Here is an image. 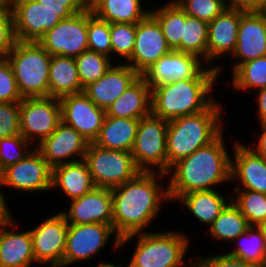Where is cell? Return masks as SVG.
I'll return each mask as SVG.
<instances>
[{"mask_svg":"<svg viewBox=\"0 0 266 267\" xmlns=\"http://www.w3.org/2000/svg\"><path fill=\"white\" fill-rule=\"evenodd\" d=\"M166 175L140 171L133 179L111 188L115 248L121 247V238L146 232L143 229L158 215L161 201L170 200L168 186L164 191L157 181Z\"/></svg>","mask_w":266,"mask_h":267,"instance_id":"6da1fadb","label":"cell"},{"mask_svg":"<svg viewBox=\"0 0 266 267\" xmlns=\"http://www.w3.org/2000/svg\"><path fill=\"white\" fill-rule=\"evenodd\" d=\"M223 132L211 143L178 160L170 167L168 183L170 201L194 191L215 190V186L231 180V156ZM213 187V188H212Z\"/></svg>","mask_w":266,"mask_h":267,"instance_id":"7a4b0ae2","label":"cell"},{"mask_svg":"<svg viewBox=\"0 0 266 267\" xmlns=\"http://www.w3.org/2000/svg\"><path fill=\"white\" fill-rule=\"evenodd\" d=\"M208 65L209 69H203L195 78L177 80L153 88L151 113L169 121L206 110L214 102L209 92L213 90V84L221 73V67Z\"/></svg>","mask_w":266,"mask_h":267,"instance_id":"3957f363","label":"cell"},{"mask_svg":"<svg viewBox=\"0 0 266 267\" xmlns=\"http://www.w3.org/2000/svg\"><path fill=\"white\" fill-rule=\"evenodd\" d=\"M222 105L213 102L206 110L168 121L167 175L178 160L214 141L223 131L220 122Z\"/></svg>","mask_w":266,"mask_h":267,"instance_id":"277c9868","label":"cell"},{"mask_svg":"<svg viewBox=\"0 0 266 267\" xmlns=\"http://www.w3.org/2000/svg\"><path fill=\"white\" fill-rule=\"evenodd\" d=\"M22 98L49 97L51 55L34 41H19L8 53Z\"/></svg>","mask_w":266,"mask_h":267,"instance_id":"5b68a950","label":"cell"},{"mask_svg":"<svg viewBox=\"0 0 266 267\" xmlns=\"http://www.w3.org/2000/svg\"><path fill=\"white\" fill-rule=\"evenodd\" d=\"M134 236L138 243L129 262L131 267H182L189 240L180 232H143L120 239L121 246Z\"/></svg>","mask_w":266,"mask_h":267,"instance_id":"8992f818","label":"cell"},{"mask_svg":"<svg viewBox=\"0 0 266 267\" xmlns=\"http://www.w3.org/2000/svg\"><path fill=\"white\" fill-rule=\"evenodd\" d=\"M167 127L168 120L152 113L139 120L131 155L140 171L154 172L156 167L167 174Z\"/></svg>","mask_w":266,"mask_h":267,"instance_id":"52a82bcc","label":"cell"},{"mask_svg":"<svg viewBox=\"0 0 266 267\" xmlns=\"http://www.w3.org/2000/svg\"><path fill=\"white\" fill-rule=\"evenodd\" d=\"M96 187L113 188L133 179L140 170L131 152L109 150L89 143L84 159Z\"/></svg>","mask_w":266,"mask_h":267,"instance_id":"ba28073f","label":"cell"},{"mask_svg":"<svg viewBox=\"0 0 266 267\" xmlns=\"http://www.w3.org/2000/svg\"><path fill=\"white\" fill-rule=\"evenodd\" d=\"M62 121L56 97L23 98L20 102V133L28 142L49 137Z\"/></svg>","mask_w":266,"mask_h":267,"instance_id":"9c48e42d","label":"cell"},{"mask_svg":"<svg viewBox=\"0 0 266 267\" xmlns=\"http://www.w3.org/2000/svg\"><path fill=\"white\" fill-rule=\"evenodd\" d=\"M11 12L17 40L34 42L62 19L73 15L70 11L49 10L36 0H12Z\"/></svg>","mask_w":266,"mask_h":267,"instance_id":"30bf717a","label":"cell"},{"mask_svg":"<svg viewBox=\"0 0 266 267\" xmlns=\"http://www.w3.org/2000/svg\"><path fill=\"white\" fill-rule=\"evenodd\" d=\"M38 43L51 55L76 58L88 50L87 9L62 19Z\"/></svg>","mask_w":266,"mask_h":267,"instance_id":"8fae6325","label":"cell"},{"mask_svg":"<svg viewBox=\"0 0 266 267\" xmlns=\"http://www.w3.org/2000/svg\"><path fill=\"white\" fill-rule=\"evenodd\" d=\"M29 150L23 160L0 173V188L7 186L26 192L51 189L52 168L37 149Z\"/></svg>","mask_w":266,"mask_h":267,"instance_id":"7c38bea8","label":"cell"},{"mask_svg":"<svg viewBox=\"0 0 266 267\" xmlns=\"http://www.w3.org/2000/svg\"><path fill=\"white\" fill-rule=\"evenodd\" d=\"M112 234L116 235L113 225L68 224L62 267L76 261L88 260L100 252Z\"/></svg>","mask_w":266,"mask_h":267,"instance_id":"4fadbf2b","label":"cell"},{"mask_svg":"<svg viewBox=\"0 0 266 267\" xmlns=\"http://www.w3.org/2000/svg\"><path fill=\"white\" fill-rule=\"evenodd\" d=\"M62 121L76 129L89 143L98 138L106 116L105 109L98 107L83 92L59 98Z\"/></svg>","mask_w":266,"mask_h":267,"instance_id":"5bb4252c","label":"cell"},{"mask_svg":"<svg viewBox=\"0 0 266 267\" xmlns=\"http://www.w3.org/2000/svg\"><path fill=\"white\" fill-rule=\"evenodd\" d=\"M67 232L68 223L61 212L30 230L36 262L62 267Z\"/></svg>","mask_w":266,"mask_h":267,"instance_id":"9a60e30c","label":"cell"},{"mask_svg":"<svg viewBox=\"0 0 266 267\" xmlns=\"http://www.w3.org/2000/svg\"><path fill=\"white\" fill-rule=\"evenodd\" d=\"M200 59L195 54L174 49L150 65L140 76L151 90L160 85L172 84L177 80L195 78L204 69Z\"/></svg>","mask_w":266,"mask_h":267,"instance_id":"2e32d148","label":"cell"},{"mask_svg":"<svg viewBox=\"0 0 266 267\" xmlns=\"http://www.w3.org/2000/svg\"><path fill=\"white\" fill-rule=\"evenodd\" d=\"M171 50L158 21L149 14L136 23L135 45L127 64L140 75Z\"/></svg>","mask_w":266,"mask_h":267,"instance_id":"e0dca14e","label":"cell"},{"mask_svg":"<svg viewBox=\"0 0 266 267\" xmlns=\"http://www.w3.org/2000/svg\"><path fill=\"white\" fill-rule=\"evenodd\" d=\"M88 144L89 142L76 129L61 121L49 137L38 143L36 149L53 168L83 160ZM75 155L80 159H72ZM66 158L72 160H66Z\"/></svg>","mask_w":266,"mask_h":267,"instance_id":"ac0fdd59","label":"cell"},{"mask_svg":"<svg viewBox=\"0 0 266 267\" xmlns=\"http://www.w3.org/2000/svg\"><path fill=\"white\" fill-rule=\"evenodd\" d=\"M234 58L233 72L249 60L266 56V11H246L241 16Z\"/></svg>","mask_w":266,"mask_h":267,"instance_id":"d6986e66","label":"cell"},{"mask_svg":"<svg viewBox=\"0 0 266 267\" xmlns=\"http://www.w3.org/2000/svg\"><path fill=\"white\" fill-rule=\"evenodd\" d=\"M69 212H61L68 224L101 223L112 225V193L110 188L95 187L91 192L71 200Z\"/></svg>","mask_w":266,"mask_h":267,"instance_id":"ffe728a7","label":"cell"},{"mask_svg":"<svg viewBox=\"0 0 266 267\" xmlns=\"http://www.w3.org/2000/svg\"><path fill=\"white\" fill-rule=\"evenodd\" d=\"M245 10L228 6L208 23L207 63L227 53L233 54L241 16Z\"/></svg>","mask_w":266,"mask_h":267,"instance_id":"44dd1931","label":"cell"},{"mask_svg":"<svg viewBox=\"0 0 266 267\" xmlns=\"http://www.w3.org/2000/svg\"><path fill=\"white\" fill-rule=\"evenodd\" d=\"M140 75L128 64L112 65L97 81L83 89V93L98 107L106 110Z\"/></svg>","mask_w":266,"mask_h":267,"instance_id":"7402d4cb","label":"cell"},{"mask_svg":"<svg viewBox=\"0 0 266 267\" xmlns=\"http://www.w3.org/2000/svg\"><path fill=\"white\" fill-rule=\"evenodd\" d=\"M233 150L231 181L239 179L244 189L266 194V159L237 141Z\"/></svg>","mask_w":266,"mask_h":267,"instance_id":"603a6c76","label":"cell"},{"mask_svg":"<svg viewBox=\"0 0 266 267\" xmlns=\"http://www.w3.org/2000/svg\"><path fill=\"white\" fill-rule=\"evenodd\" d=\"M16 226L13 218L0 228V267H29L36 262L30 230L17 233L6 230Z\"/></svg>","mask_w":266,"mask_h":267,"instance_id":"cb8c5ba5","label":"cell"},{"mask_svg":"<svg viewBox=\"0 0 266 267\" xmlns=\"http://www.w3.org/2000/svg\"><path fill=\"white\" fill-rule=\"evenodd\" d=\"M106 116L141 119L151 114V89L139 76L105 110Z\"/></svg>","mask_w":266,"mask_h":267,"instance_id":"d4e9b609","label":"cell"},{"mask_svg":"<svg viewBox=\"0 0 266 267\" xmlns=\"http://www.w3.org/2000/svg\"><path fill=\"white\" fill-rule=\"evenodd\" d=\"M57 187L73 200L91 192L96 186L86 162L79 160L52 168L51 188Z\"/></svg>","mask_w":266,"mask_h":267,"instance_id":"484cf974","label":"cell"},{"mask_svg":"<svg viewBox=\"0 0 266 267\" xmlns=\"http://www.w3.org/2000/svg\"><path fill=\"white\" fill-rule=\"evenodd\" d=\"M139 119L105 116L94 144L109 150L131 152L135 143Z\"/></svg>","mask_w":266,"mask_h":267,"instance_id":"4316f807","label":"cell"},{"mask_svg":"<svg viewBox=\"0 0 266 267\" xmlns=\"http://www.w3.org/2000/svg\"><path fill=\"white\" fill-rule=\"evenodd\" d=\"M75 58L51 56L49 65V97L61 98L83 92Z\"/></svg>","mask_w":266,"mask_h":267,"instance_id":"83f0119b","label":"cell"},{"mask_svg":"<svg viewBox=\"0 0 266 267\" xmlns=\"http://www.w3.org/2000/svg\"><path fill=\"white\" fill-rule=\"evenodd\" d=\"M219 191H194L181 195L177 200L200 222L210 226L228 204Z\"/></svg>","mask_w":266,"mask_h":267,"instance_id":"f1b7e54d","label":"cell"},{"mask_svg":"<svg viewBox=\"0 0 266 267\" xmlns=\"http://www.w3.org/2000/svg\"><path fill=\"white\" fill-rule=\"evenodd\" d=\"M92 12L109 23H138L150 14L142 9L140 0H101Z\"/></svg>","mask_w":266,"mask_h":267,"instance_id":"f546056e","label":"cell"},{"mask_svg":"<svg viewBox=\"0 0 266 267\" xmlns=\"http://www.w3.org/2000/svg\"><path fill=\"white\" fill-rule=\"evenodd\" d=\"M150 14L158 21L165 40L172 50L181 51V39L183 36V23H185V12L173 0L166 5L151 10Z\"/></svg>","mask_w":266,"mask_h":267,"instance_id":"4dcf8cb0","label":"cell"},{"mask_svg":"<svg viewBox=\"0 0 266 267\" xmlns=\"http://www.w3.org/2000/svg\"><path fill=\"white\" fill-rule=\"evenodd\" d=\"M250 225L239 208L232 202L228 203L219 216L209 227V234L218 240L235 241Z\"/></svg>","mask_w":266,"mask_h":267,"instance_id":"1f68e13d","label":"cell"},{"mask_svg":"<svg viewBox=\"0 0 266 267\" xmlns=\"http://www.w3.org/2000/svg\"><path fill=\"white\" fill-rule=\"evenodd\" d=\"M235 240L240 241L239 247H236L230 253L227 252V255L257 267H266V245L264 237L257 226H250Z\"/></svg>","mask_w":266,"mask_h":267,"instance_id":"d6a6232c","label":"cell"},{"mask_svg":"<svg viewBox=\"0 0 266 267\" xmlns=\"http://www.w3.org/2000/svg\"><path fill=\"white\" fill-rule=\"evenodd\" d=\"M208 22L185 13L181 51L195 54L207 61Z\"/></svg>","mask_w":266,"mask_h":267,"instance_id":"836d02e7","label":"cell"},{"mask_svg":"<svg viewBox=\"0 0 266 267\" xmlns=\"http://www.w3.org/2000/svg\"><path fill=\"white\" fill-rule=\"evenodd\" d=\"M234 190L237 198L236 201L233 198L231 200L250 226H257L266 221V194L241 189L240 186H236Z\"/></svg>","mask_w":266,"mask_h":267,"instance_id":"e575fe53","label":"cell"},{"mask_svg":"<svg viewBox=\"0 0 266 267\" xmlns=\"http://www.w3.org/2000/svg\"><path fill=\"white\" fill-rule=\"evenodd\" d=\"M111 57L91 50L83 51L75 58L82 87L101 78L113 65Z\"/></svg>","mask_w":266,"mask_h":267,"instance_id":"d590c367","label":"cell"},{"mask_svg":"<svg viewBox=\"0 0 266 267\" xmlns=\"http://www.w3.org/2000/svg\"><path fill=\"white\" fill-rule=\"evenodd\" d=\"M232 85L239 91L266 87V56L242 63L232 74Z\"/></svg>","mask_w":266,"mask_h":267,"instance_id":"8d00e7d4","label":"cell"},{"mask_svg":"<svg viewBox=\"0 0 266 267\" xmlns=\"http://www.w3.org/2000/svg\"><path fill=\"white\" fill-rule=\"evenodd\" d=\"M88 50L110 57L112 46L110 41V23L96 17L87 9Z\"/></svg>","mask_w":266,"mask_h":267,"instance_id":"74e56055","label":"cell"},{"mask_svg":"<svg viewBox=\"0 0 266 267\" xmlns=\"http://www.w3.org/2000/svg\"><path fill=\"white\" fill-rule=\"evenodd\" d=\"M136 23H110V41L112 53L131 58L135 45Z\"/></svg>","mask_w":266,"mask_h":267,"instance_id":"f35d334b","label":"cell"},{"mask_svg":"<svg viewBox=\"0 0 266 267\" xmlns=\"http://www.w3.org/2000/svg\"><path fill=\"white\" fill-rule=\"evenodd\" d=\"M175 2L187 15L208 23L229 6L225 0H176Z\"/></svg>","mask_w":266,"mask_h":267,"instance_id":"ab89813d","label":"cell"},{"mask_svg":"<svg viewBox=\"0 0 266 267\" xmlns=\"http://www.w3.org/2000/svg\"><path fill=\"white\" fill-rule=\"evenodd\" d=\"M29 145H31V142H28L21 133L0 139V173L5 168L23 160L30 152L28 150Z\"/></svg>","mask_w":266,"mask_h":267,"instance_id":"60d3db41","label":"cell"},{"mask_svg":"<svg viewBox=\"0 0 266 267\" xmlns=\"http://www.w3.org/2000/svg\"><path fill=\"white\" fill-rule=\"evenodd\" d=\"M16 79L7 56H0V102H21Z\"/></svg>","mask_w":266,"mask_h":267,"instance_id":"b9f144b4","label":"cell"},{"mask_svg":"<svg viewBox=\"0 0 266 267\" xmlns=\"http://www.w3.org/2000/svg\"><path fill=\"white\" fill-rule=\"evenodd\" d=\"M20 134V102H0V139Z\"/></svg>","mask_w":266,"mask_h":267,"instance_id":"7bdbcfd3","label":"cell"},{"mask_svg":"<svg viewBox=\"0 0 266 267\" xmlns=\"http://www.w3.org/2000/svg\"><path fill=\"white\" fill-rule=\"evenodd\" d=\"M16 42L12 12L0 11V56H7Z\"/></svg>","mask_w":266,"mask_h":267,"instance_id":"ee69618b","label":"cell"},{"mask_svg":"<svg viewBox=\"0 0 266 267\" xmlns=\"http://www.w3.org/2000/svg\"><path fill=\"white\" fill-rule=\"evenodd\" d=\"M200 260V261H199ZM195 267H257L227 254L199 258Z\"/></svg>","mask_w":266,"mask_h":267,"instance_id":"f6af8a7d","label":"cell"},{"mask_svg":"<svg viewBox=\"0 0 266 267\" xmlns=\"http://www.w3.org/2000/svg\"><path fill=\"white\" fill-rule=\"evenodd\" d=\"M53 11H70L73 15L85 10L83 0H36Z\"/></svg>","mask_w":266,"mask_h":267,"instance_id":"bcb514c9","label":"cell"},{"mask_svg":"<svg viewBox=\"0 0 266 267\" xmlns=\"http://www.w3.org/2000/svg\"><path fill=\"white\" fill-rule=\"evenodd\" d=\"M229 5L245 11H266V0H230Z\"/></svg>","mask_w":266,"mask_h":267,"instance_id":"7dc6e473","label":"cell"},{"mask_svg":"<svg viewBox=\"0 0 266 267\" xmlns=\"http://www.w3.org/2000/svg\"><path fill=\"white\" fill-rule=\"evenodd\" d=\"M257 106L261 124H266V87L258 90Z\"/></svg>","mask_w":266,"mask_h":267,"instance_id":"c3c4849f","label":"cell"},{"mask_svg":"<svg viewBox=\"0 0 266 267\" xmlns=\"http://www.w3.org/2000/svg\"><path fill=\"white\" fill-rule=\"evenodd\" d=\"M261 135L258 138V144L251 148L256 154L266 159V124H261Z\"/></svg>","mask_w":266,"mask_h":267,"instance_id":"681fc988","label":"cell"},{"mask_svg":"<svg viewBox=\"0 0 266 267\" xmlns=\"http://www.w3.org/2000/svg\"><path fill=\"white\" fill-rule=\"evenodd\" d=\"M4 195L0 191V228L12 219L10 210L4 199Z\"/></svg>","mask_w":266,"mask_h":267,"instance_id":"f907efd6","label":"cell"},{"mask_svg":"<svg viewBox=\"0 0 266 267\" xmlns=\"http://www.w3.org/2000/svg\"><path fill=\"white\" fill-rule=\"evenodd\" d=\"M12 0H0V11H11Z\"/></svg>","mask_w":266,"mask_h":267,"instance_id":"816d5d0a","label":"cell"},{"mask_svg":"<svg viewBox=\"0 0 266 267\" xmlns=\"http://www.w3.org/2000/svg\"><path fill=\"white\" fill-rule=\"evenodd\" d=\"M101 0H83L85 9L92 10Z\"/></svg>","mask_w":266,"mask_h":267,"instance_id":"f5cc1de1","label":"cell"},{"mask_svg":"<svg viewBox=\"0 0 266 267\" xmlns=\"http://www.w3.org/2000/svg\"><path fill=\"white\" fill-rule=\"evenodd\" d=\"M257 227L260 229L266 245V221L260 223L259 225H257Z\"/></svg>","mask_w":266,"mask_h":267,"instance_id":"db71d44e","label":"cell"},{"mask_svg":"<svg viewBox=\"0 0 266 267\" xmlns=\"http://www.w3.org/2000/svg\"><path fill=\"white\" fill-rule=\"evenodd\" d=\"M97 267H121V265H115L112 263H108V262H101L100 264L97 265ZM127 267H131L130 265H127Z\"/></svg>","mask_w":266,"mask_h":267,"instance_id":"11a10c76","label":"cell"},{"mask_svg":"<svg viewBox=\"0 0 266 267\" xmlns=\"http://www.w3.org/2000/svg\"><path fill=\"white\" fill-rule=\"evenodd\" d=\"M188 264L190 267H195V263L193 261H190Z\"/></svg>","mask_w":266,"mask_h":267,"instance_id":"9f6ffc18","label":"cell"}]
</instances>
